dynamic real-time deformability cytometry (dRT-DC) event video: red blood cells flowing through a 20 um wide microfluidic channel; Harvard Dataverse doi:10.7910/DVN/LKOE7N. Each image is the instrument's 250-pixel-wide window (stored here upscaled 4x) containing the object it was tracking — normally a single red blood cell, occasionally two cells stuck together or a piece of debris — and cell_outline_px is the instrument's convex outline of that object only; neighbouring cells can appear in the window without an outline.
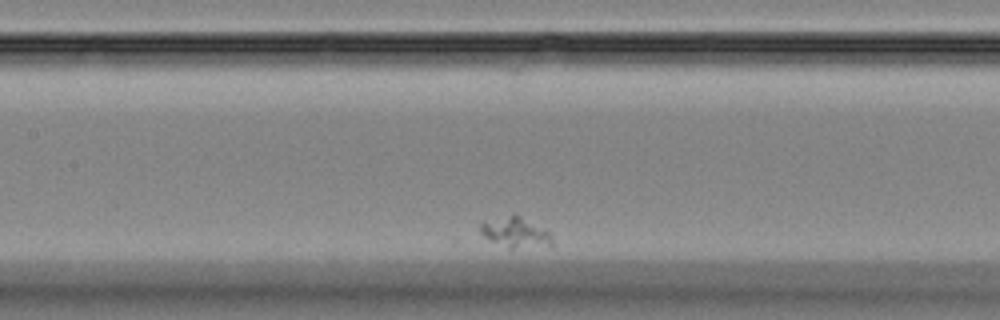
{"species": "Egyptian fruit bat (a non-hibernating species)", "species_latin": "Rousettus aegyptiacus", "temperature_condition": "room temperature", "stored_images_in_passage": 34, "camera_frame_rate_fps": 3000, "um_per_image_px": 0.085, "animal": {"sex": "female"}, "frame": {"image": 1, "passage_image": 12, "time_ms": 3.667, "image_size_px": [1000, 320], "cell_outline_px": [[552, 248], [508, 248], [488, 240], [480, 232], [480, 224], [484, 220], [512, 216], [520, 216], [552, 232]], "centroid_in_image_um": [43.88, 19.81], "position_along_channel_um": 163.5, "area_um2": 12.95}}
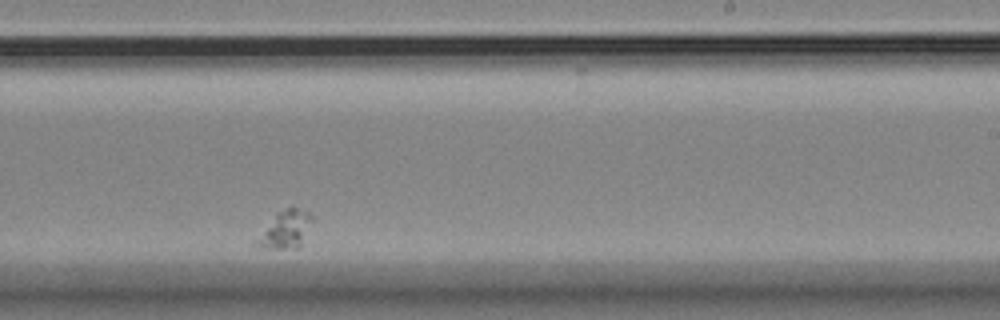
{"frame": {"image": 2, "passage_image": 23, "time_ms": 7.333, "image_size_px": [1000, 320], "cell_outline_px": [[312, 220], [300, 244], [296, 248], [256, 248], [252, 244], [252, 240], [276, 212], [288, 208], [296, 208], [308, 212], [312, 216]], "centroid_in_image_um": [24.13, 19.53], "position_along_channel_um": 264.9, "area_um2": 12.2}}
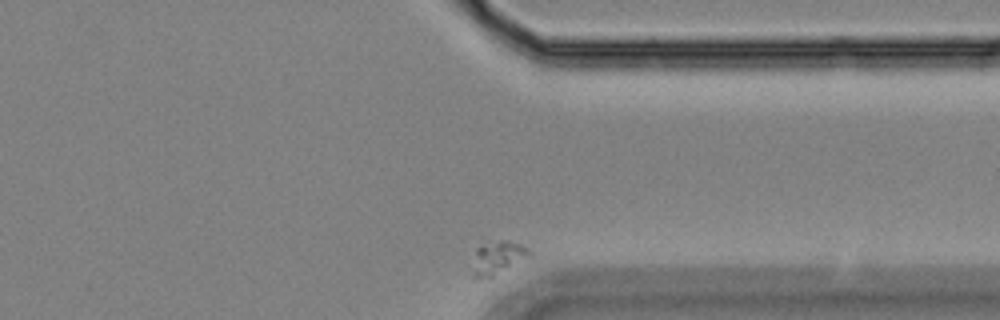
{"frame": {"image": 3, "passage_image": 34, "time_ms": 11.0, "image_size_px": [1000, 320], "cell_outline_px": [[532, 256], [492, 276], [476, 280], [472, 280], [472, 276], [476, 248], [484, 236], [508, 240], [520, 244], [528, 248], [532, 252]], "centroid_in_image_um": [42.26, 21.82], "position_along_channel_um": 369.1, "area_um2": 11.85}}